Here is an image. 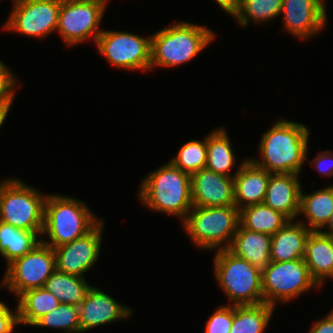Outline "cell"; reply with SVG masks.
<instances>
[{"mask_svg":"<svg viewBox=\"0 0 333 333\" xmlns=\"http://www.w3.org/2000/svg\"><path fill=\"white\" fill-rule=\"evenodd\" d=\"M262 134L258 150L261 160L250 157L259 167L272 174L302 173L304 161L308 160L309 128L302 123L284 118Z\"/></svg>","mask_w":333,"mask_h":333,"instance_id":"cell-1","label":"cell"},{"mask_svg":"<svg viewBox=\"0 0 333 333\" xmlns=\"http://www.w3.org/2000/svg\"><path fill=\"white\" fill-rule=\"evenodd\" d=\"M138 198L153 212L179 217L181 223L192 209L191 176L170 161L151 171L140 182Z\"/></svg>","mask_w":333,"mask_h":333,"instance_id":"cell-2","label":"cell"},{"mask_svg":"<svg viewBox=\"0 0 333 333\" xmlns=\"http://www.w3.org/2000/svg\"><path fill=\"white\" fill-rule=\"evenodd\" d=\"M215 36L211 28L186 21L166 26L152 35L150 71L155 67L175 68L191 61Z\"/></svg>","mask_w":333,"mask_h":333,"instance_id":"cell-3","label":"cell"},{"mask_svg":"<svg viewBox=\"0 0 333 333\" xmlns=\"http://www.w3.org/2000/svg\"><path fill=\"white\" fill-rule=\"evenodd\" d=\"M102 219L96 217L86 203L72 196L47 194L41 241L56 248L89 233Z\"/></svg>","mask_w":333,"mask_h":333,"instance_id":"cell-4","label":"cell"},{"mask_svg":"<svg viewBox=\"0 0 333 333\" xmlns=\"http://www.w3.org/2000/svg\"><path fill=\"white\" fill-rule=\"evenodd\" d=\"M215 279L229 300V305H257L264 303L262 271L230 252L216 251L214 255Z\"/></svg>","mask_w":333,"mask_h":333,"instance_id":"cell-5","label":"cell"},{"mask_svg":"<svg viewBox=\"0 0 333 333\" xmlns=\"http://www.w3.org/2000/svg\"><path fill=\"white\" fill-rule=\"evenodd\" d=\"M239 224L236 206H193L182 227L197 248L211 252L228 249Z\"/></svg>","mask_w":333,"mask_h":333,"instance_id":"cell-6","label":"cell"},{"mask_svg":"<svg viewBox=\"0 0 333 333\" xmlns=\"http://www.w3.org/2000/svg\"><path fill=\"white\" fill-rule=\"evenodd\" d=\"M37 189L15 176L3 190L0 221L19 229L34 231L41 238L47 194Z\"/></svg>","mask_w":333,"mask_h":333,"instance_id":"cell-7","label":"cell"},{"mask_svg":"<svg viewBox=\"0 0 333 333\" xmlns=\"http://www.w3.org/2000/svg\"><path fill=\"white\" fill-rule=\"evenodd\" d=\"M261 280L264 303L274 307L291 302L313 288L320 289L304 259L270 261L262 270Z\"/></svg>","mask_w":333,"mask_h":333,"instance_id":"cell-8","label":"cell"},{"mask_svg":"<svg viewBox=\"0 0 333 333\" xmlns=\"http://www.w3.org/2000/svg\"><path fill=\"white\" fill-rule=\"evenodd\" d=\"M109 0H62L57 31L66 46L92 39L96 43L102 33L100 23Z\"/></svg>","mask_w":333,"mask_h":333,"instance_id":"cell-9","label":"cell"},{"mask_svg":"<svg viewBox=\"0 0 333 333\" xmlns=\"http://www.w3.org/2000/svg\"><path fill=\"white\" fill-rule=\"evenodd\" d=\"M55 270V252L41 241L29 253L6 266L0 286L8 288L17 298L27 290L43 288Z\"/></svg>","mask_w":333,"mask_h":333,"instance_id":"cell-10","label":"cell"},{"mask_svg":"<svg viewBox=\"0 0 333 333\" xmlns=\"http://www.w3.org/2000/svg\"><path fill=\"white\" fill-rule=\"evenodd\" d=\"M151 38L124 31L103 30L96 47L114 68L150 71Z\"/></svg>","mask_w":333,"mask_h":333,"instance_id":"cell-11","label":"cell"},{"mask_svg":"<svg viewBox=\"0 0 333 333\" xmlns=\"http://www.w3.org/2000/svg\"><path fill=\"white\" fill-rule=\"evenodd\" d=\"M62 0H15L3 30L23 36L47 38L57 31Z\"/></svg>","mask_w":333,"mask_h":333,"instance_id":"cell-12","label":"cell"},{"mask_svg":"<svg viewBox=\"0 0 333 333\" xmlns=\"http://www.w3.org/2000/svg\"><path fill=\"white\" fill-rule=\"evenodd\" d=\"M102 220L85 236L68 244L53 248L56 270L69 275L85 278L84 274L97 263L104 230Z\"/></svg>","mask_w":333,"mask_h":333,"instance_id":"cell-13","label":"cell"},{"mask_svg":"<svg viewBox=\"0 0 333 333\" xmlns=\"http://www.w3.org/2000/svg\"><path fill=\"white\" fill-rule=\"evenodd\" d=\"M326 3L323 0H283L284 31L298 39H311L328 23Z\"/></svg>","mask_w":333,"mask_h":333,"instance_id":"cell-14","label":"cell"},{"mask_svg":"<svg viewBox=\"0 0 333 333\" xmlns=\"http://www.w3.org/2000/svg\"><path fill=\"white\" fill-rule=\"evenodd\" d=\"M133 311L131 307L119 303L104 291L91 286L79 305L81 333L104 324L129 319Z\"/></svg>","mask_w":333,"mask_h":333,"instance_id":"cell-15","label":"cell"},{"mask_svg":"<svg viewBox=\"0 0 333 333\" xmlns=\"http://www.w3.org/2000/svg\"><path fill=\"white\" fill-rule=\"evenodd\" d=\"M193 206H235L234 178L202 168L191 175Z\"/></svg>","mask_w":333,"mask_h":333,"instance_id":"cell-16","label":"cell"},{"mask_svg":"<svg viewBox=\"0 0 333 333\" xmlns=\"http://www.w3.org/2000/svg\"><path fill=\"white\" fill-rule=\"evenodd\" d=\"M299 178V174L293 173L271 174L263 203L289 220H297L302 188Z\"/></svg>","mask_w":333,"mask_h":333,"instance_id":"cell-17","label":"cell"},{"mask_svg":"<svg viewBox=\"0 0 333 333\" xmlns=\"http://www.w3.org/2000/svg\"><path fill=\"white\" fill-rule=\"evenodd\" d=\"M271 174L248 158L233 177L235 206L240 210L251 205L262 204Z\"/></svg>","mask_w":333,"mask_h":333,"instance_id":"cell-18","label":"cell"},{"mask_svg":"<svg viewBox=\"0 0 333 333\" xmlns=\"http://www.w3.org/2000/svg\"><path fill=\"white\" fill-rule=\"evenodd\" d=\"M303 259L310 276L322 288L328 278L333 279V236L311 231L305 243Z\"/></svg>","mask_w":333,"mask_h":333,"instance_id":"cell-19","label":"cell"},{"mask_svg":"<svg viewBox=\"0 0 333 333\" xmlns=\"http://www.w3.org/2000/svg\"><path fill=\"white\" fill-rule=\"evenodd\" d=\"M310 230L297 220H289L271 236L270 261L283 262L303 259Z\"/></svg>","mask_w":333,"mask_h":333,"instance_id":"cell-20","label":"cell"},{"mask_svg":"<svg viewBox=\"0 0 333 333\" xmlns=\"http://www.w3.org/2000/svg\"><path fill=\"white\" fill-rule=\"evenodd\" d=\"M228 250L262 271L270 263L271 235L248 230L239 224Z\"/></svg>","mask_w":333,"mask_h":333,"instance_id":"cell-21","label":"cell"},{"mask_svg":"<svg viewBox=\"0 0 333 333\" xmlns=\"http://www.w3.org/2000/svg\"><path fill=\"white\" fill-rule=\"evenodd\" d=\"M333 213V185L304 194L303 187L300 192L299 215H304L303 223L310 231H321L327 225Z\"/></svg>","mask_w":333,"mask_h":333,"instance_id":"cell-22","label":"cell"},{"mask_svg":"<svg viewBox=\"0 0 333 333\" xmlns=\"http://www.w3.org/2000/svg\"><path fill=\"white\" fill-rule=\"evenodd\" d=\"M235 152L232 148L231 140L228 136L227 129L215 128L207 135V163L206 168L218 174L234 177L241 165L248 159H244L238 164V168L231 173L235 166Z\"/></svg>","mask_w":333,"mask_h":333,"instance_id":"cell-23","label":"cell"},{"mask_svg":"<svg viewBox=\"0 0 333 333\" xmlns=\"http://www.w3.org/2000/svg\"><path fill=\"white\" fill-rule=\"evenodd\" d=\"M16 299L19 324L31 327L60 304V301L44 287L27 290Z\"/></svg>","mask_w":333,"mask_h":333,"instance_id":"cell-24","label":"cell"},{"mask_svg":"<svg viewBox=\"0 0 333 333\" xmlns=\"http://www.w3.org/2000/svg\"><path fill=\"white\" fill-rule=\"evenodd\" d=\"M40 242L41 238L36 232L0 221V255L7 262L6 266L29 253Z\"/></svg>","mask_w":333,"mask_h":333,"instance_id":"cell-25","label":"cell"},{"mask_svg":"<svg viewBox=\"0 0 333 333\" xmlns=\"http://www.w3.org/2000/svg\"><path fill=\"white\" fill-rule=\"evenodd\" d=\"M240 225L248 230L274 235L289 219L264 203L239 210Z\"/></svg>","mask_w":333,"mask_h":333,"instance_id":"cell-26","label":"cell"},{"mask_svg":"<svg viewBox=\"0 0 333 333\" xmlns=\"http://www.w3.org/2000/svg\"><path fill=\"white\" fill-rule=\"evenodd\" d=\"M91 285L85 278L55 270L46 280L44 288L51 292L60 303L79 306Z\"/></svg>","mask_w":333,"mask_h":333,"instance_id":"cell-27","label":"cell"},{"mask_svg":"<svg viewBox=\"0 0 333 333\" xmlns=\"http://www.w3.org/2000/svg\"><path fill=\"white\" fill-rule=\"evenodd\" d=\"M275 307L267 303L234 305V317L230 333H264Z\"/></svg>","mask_w":333,"mask_h":333,"instance_id":"cell-28","label":"cell"},{"mask_svg":"<svg viewBox=\"0 0 333 333\" xmlns=\"http://www.w3.org/2000/svg\"><path fill=\"white\" fill-rule=\"evenodd\" d=\"M282 4L283 0H241L232 17L244 28L250 21L266 24L280 16Z\"/></svg>","mask_w":333,"mask_h":333,"instance_id":"cell-29","label":"cell"},{"mask_svg":"<svg viewBox=\"0 0 333 333\" xmlns=\"http://www.w3.org/2000/svg\"><path fill=\"white\" fill-rule=\"evenodd\" d=\"M176 156L170 162L183 172L192 174L206 167L207 136L203 140L192 139L181 145Z\"/></svg>","mask_w":333,"mask_h":333,"instance_id":"cell-30","label":"cell"},{"mask_svg":"<svg viewBox=\"0 0 333 333\" xmlns=\"http://www.w3.org/2000/svg\"><path fill=\"white\" fill-rule=\"evenodd\" d=\"M32 327H49L66 333H81L79 306L60 303L53 311L43 315Z\"/></svg>","mask_w":333,"mask_h":333,"instance_id":"cell-31","label":"cell"},{"mask_svg":"<svg viewBox=\"0 0 333 333\" xmlns=\"http://www.w3.org/2000/svg\"><path fill=\"white\" fill-rule=\"evenodd\" d=\"M234 317V305H222L205 322V333H230Z\"/></svg>","mask_w":333,"mask_h":333,"instance_id":"cell-32","label":"cell"},{"mask_svg":"<svg viewBox=\"0 0 333 333\" xmlns=\"http://www.w3.org/2000/svg\"><path fill=\"white\" fill-rule=\"evenodd\" d=\"M18 83L15 73L0 59V101H14Z\"/></svg>","mask_w":333,"mask_h":333,"instance_id":"cell-33","label":"cell"},{"mask_svg":"<svg viewBox=\"0 0 333 333\" xmlns=\"http://www.w3.org/2000/svg\"><path fill=\"white\" fill-rule=\"evenodd\" d=\"M16 325H20L17 305L14 311L0 301V333H13Z\"/></svg>","mask_w":333,"mask_h":333,"instance_id":"cell-34","label":"cell"},{"mask_svg":"<svg viewBox=\"0 0 333 333\" xmlns=\"http://www.w3.org/2000/svg\"><path fill=\"white\" fill-rule=\"evenodd\" d=\"M309 164L313 165L319 174L330 177L333 175V152L323 150L318 153L314 160H309Z\"/></svg>","mask_w":333,"mask_h":333,"instance_id":"cell-35","label":"cell"},{"mask_svg":"<svg viewBox=\"0 0 333 333\" xmlns=\"http://www.w3.org/2000/svg\"><path fill=\"white\" fill-rule=\"evenodd\" d=\"M309 333H333V309L326 317L314 322Z\"/></svg>","mask_w":333,"mask_h":333,"instance_id":"cell-36","label":"cell"},{"mask_svg":"<svg viewBox=\"0 0 333 333\" xmlns=\"http://www.w3.org/2000/svg\"><path fill=\"white\" fill-rule=\"evenodd\" d=\"M227 14L233 16L238 9L241 0H214Z\"/></svg>","mask_w":333,"mask_h":333,"instance_id":"cell-37","label":"cell"},{"mask_svg":"<svg viewBox=\"0 0 333 333\" xmlns=\"http://www.w3.org/2000/svg\"><path fill=\"white\" fill-rule=\"evenodd\" d=\"M13 101H0V128H2L6 117L8 116V112L12 106Z\"/></svg>","mask_w":333,"mask_h":333,"instance_id":"cell-38","label":"cell"},{"mask_svg":"<svg viewBox=\"0 0 333 333\" xmlns=\"http://www.w3.org/2000/svg\"><path fill=\"white\" fill-rule=\"evenodd\" d=\"M325 229H322L321 232L333 236V213L327 223V225L324 227Z\"/></svg>","mask_w":333,"mask_h":333,"instance_id":"cell-39","label":"cell"},{"mask_svg":"<svg viewBox=\"0 0 333 333\" xmlns=\"http://www.w3.org/2000/svg\"><path fill=\"white\" fill-rule=\"evenodd\" d=\"M13 178H7L3 181H0V204H1V197H2V194H3V190L5 188V186L12 180Z\"/></svg>","mask_w":333,"mask_h":333,"instance_id":"cell-40","label":"cell"}]
</instances>
